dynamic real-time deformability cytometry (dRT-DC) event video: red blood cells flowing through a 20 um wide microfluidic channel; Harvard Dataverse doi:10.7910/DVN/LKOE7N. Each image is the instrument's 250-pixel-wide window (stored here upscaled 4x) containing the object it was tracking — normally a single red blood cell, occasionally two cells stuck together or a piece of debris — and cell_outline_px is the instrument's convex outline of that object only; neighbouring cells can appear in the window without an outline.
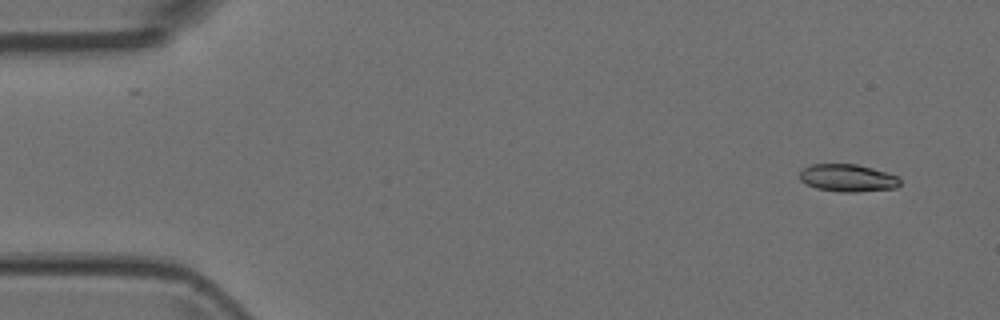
{"species": "Egyptian fruit bat (a non-hibernating species)", "species_latin": "Rousettus aegyptiacus", "temperature_condition": "room temperature", "stored_images_in_passage": 4, "camera_frame_rate_fps": 3000, "um_per_image_px": 0.085, "animal": {"sex": "female"}, "frame": {"image": 1, "passage_image": 1, "time_ms": 0.0, "image_size_px": [1000, 320], "cell_outline_px": [[900, 184], [896, 188], [860, 192], [840, 192], [816, 188], [800, 180], [800, 172], [804, 168], [812, 164], [856, 164], [888, 172], [896, 176], [900, 180]], "centroid_in_image_um": [72.08, 15.13], "position_along_channel_um": 12.9, "area_um2": 16.07}}
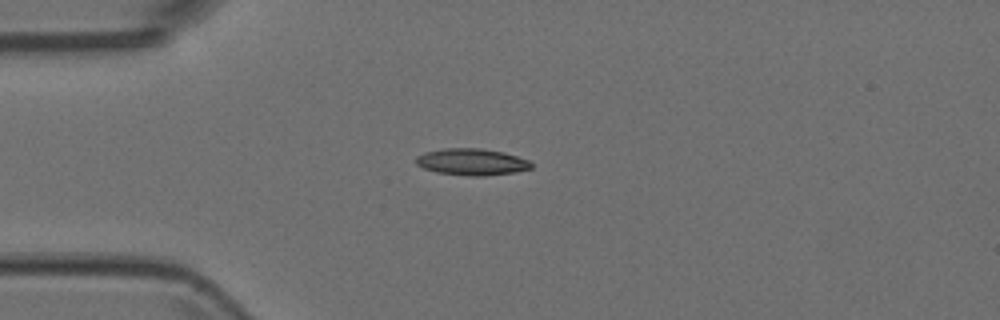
{"frame": {"image": 2, "passage_image": 4, "time_ms": 1.0, "image_size_px": [1000, 320], "cell_outline_px": [[532, 168], [516, 172], [484, 176], [468, 176], [436, 172], [424, 168], [416, 164], [416, 156], [424, 152], [444, 148], [480, 148], [504, 152], [528, 160], [532, 164]], "centroid_in_image_um": [40.09, 13.76], "position_along_channel_um": 44.9, "area_um2": 17.98}}